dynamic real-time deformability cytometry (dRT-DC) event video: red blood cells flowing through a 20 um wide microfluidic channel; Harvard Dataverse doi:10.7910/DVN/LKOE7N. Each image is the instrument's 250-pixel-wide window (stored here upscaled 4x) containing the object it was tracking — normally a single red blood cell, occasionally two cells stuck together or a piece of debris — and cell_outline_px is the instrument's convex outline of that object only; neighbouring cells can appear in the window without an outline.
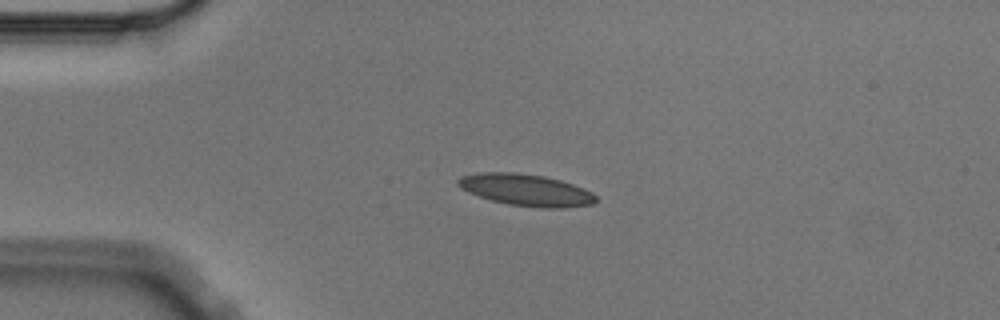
{"species": "Egyptian fruit bat (a non-hibernating species)", "species_latin": "Rousettus aegyptiacus", "temperature_condition": "cold", "stored_images_in_passage": 4, "camera_frame_rate_fps": 3000, "um_per_image_px": 0.085, "animal": {"sex": "male"}, "frame": {"image": 1, "passage_image": 3, "time_ms": 0.667, "image_size_px": [1000, 320], "cell_outline_px": [[596, 200], [592, 204], [564, 208], [544, 208], [508, 204], [492, 200], [468, 192], [460, 188], [456, 184], [456, 180], [460, 176], [476, 172], [512, 172], [544, 176], [560, 180], [584, 188], [592, 192], [596, 196]], "centroid_in_image_um": [44.68, 16.14], "position_along_channel_um": 40.3, "area_um2": 25.55}}